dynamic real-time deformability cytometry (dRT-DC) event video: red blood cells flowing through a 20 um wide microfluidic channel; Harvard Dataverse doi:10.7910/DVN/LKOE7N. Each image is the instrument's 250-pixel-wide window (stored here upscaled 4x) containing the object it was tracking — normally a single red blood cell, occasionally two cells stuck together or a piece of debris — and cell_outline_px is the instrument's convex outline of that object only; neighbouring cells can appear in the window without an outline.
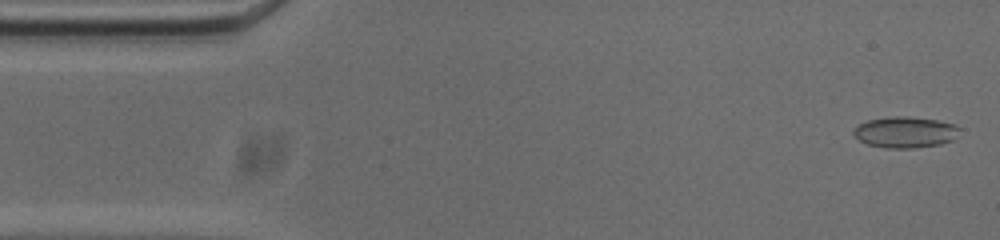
{"species": "common noctule bat (a hibernating species)", "species_latin": "Nyctalus noctula", "temperature_condition": "cold", "stored_images_in_passage": 53, "camera_frame_rate_fps": 3000, "um_per_image_px": 0.085, "animal": {"sex": "male", "body_mass_g": 20.0, "forearm_length_mm": 53.3}, "frame": {"image": 1, "passage_image": 1, "time_ms": 0.0, "image_size_px": [1000, 240], "cell_outline_px": [[960, 128], [952, 140], [940, 144], [912, 148], [888, 148], [868, 144], [860, 140], [852, 132], [860, 124], [868, 120], [888, 116], [908, 116], [936, 120], [956, 124]], "centroid_in_image_um": [76.95, 11.22], "position_along_channel_um": 8.1, "area_um2": 19.02}}
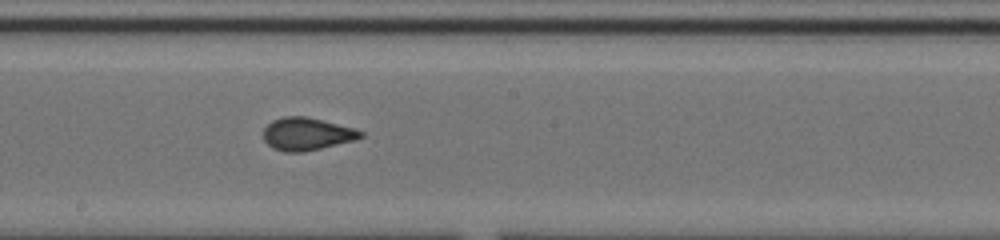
{"frame": {"image": 2, "passage_image": 27, "time_ms": 8.667, "image_size_px": [1000, 240], "cell_outline_px": [[364, 136], [356, 140], [304, 152], [284, 152], [272, 148], [264, 140], [264, 128], [272, 120], [284, 116], [308, 116], [356, 128], [364, 132]], "centroid_in_image_um": [26.11, 11.38], "position_along_channel_um": 222.1, "area_um2": 18.79}}
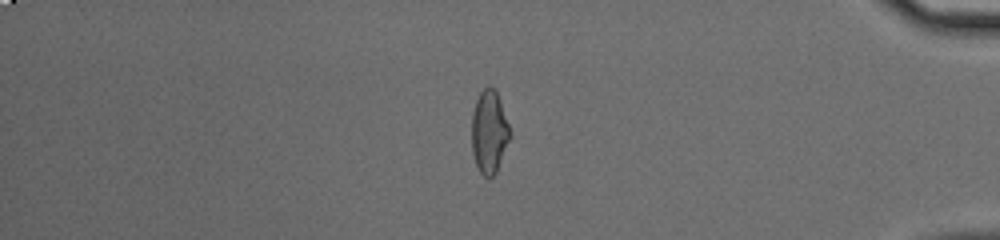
{"frame": {"image": 3, "passage_image": 44, "time_ms": 14.333, "image_size_px": [1000, 240], "cell_outline_px": [[512, 136], [496, 172], [492, 176], [484, 176], [480, 172], [476, 164], [472, 152], [472, 112], [476, 100], [480, 92], [488, 84], [492, 84], [496, 88]], "centroid_in_image_um": [41.59, 11.16], "position_along_channel_um": 393.6, "area_um2": 18.67}, "authors_computed_cell_mechanics": {"area_um2": 18.7272, "velocity_mm_per_s": 3.7275, "shape_relaxation_time_tau1_ms": 5.9464, "shape_relaxation_time_tau2_ms": 1.0208, "deformation_change_tau1": 0.1333, "deformation_change_tau2": 0.0526}}